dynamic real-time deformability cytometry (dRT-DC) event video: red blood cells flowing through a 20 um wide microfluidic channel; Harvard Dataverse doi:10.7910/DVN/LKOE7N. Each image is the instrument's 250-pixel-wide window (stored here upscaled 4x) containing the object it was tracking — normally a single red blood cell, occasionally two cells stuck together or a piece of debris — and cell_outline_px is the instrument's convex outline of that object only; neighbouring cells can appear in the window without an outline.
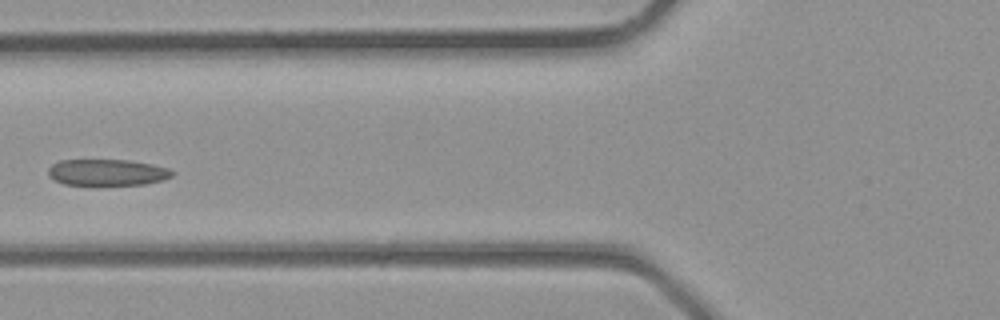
{"species": "common noctule bat (a hibernating species)", "species_latin": "Nyctalus noctula", "temperature_condition": "room temperature", "stored_images_in_passage": 4, "camera_frame_rate_fps": 3000, "um_per_image_px": 0.085, "animal": {"sex": "male", "body_mass_g": 23.1, "forearm_length_mm": 52.7}, "frame": {"image": 1, "passage_image": 4, "time_ms": 1.0, "image_size_px": [1000, 320], "cell_outline_px": [[176, 172], [172, 176], [160, 180], [144, 184], [64, 184], [48, 176], [48, 168], [52, 164], [60, 160], [128, 160], [152, 164], [168, 168]], "centroid_in_image_um": [9.11, 14.63], "position_along_channel_um": 116.7, "area_um2": 18.79}}